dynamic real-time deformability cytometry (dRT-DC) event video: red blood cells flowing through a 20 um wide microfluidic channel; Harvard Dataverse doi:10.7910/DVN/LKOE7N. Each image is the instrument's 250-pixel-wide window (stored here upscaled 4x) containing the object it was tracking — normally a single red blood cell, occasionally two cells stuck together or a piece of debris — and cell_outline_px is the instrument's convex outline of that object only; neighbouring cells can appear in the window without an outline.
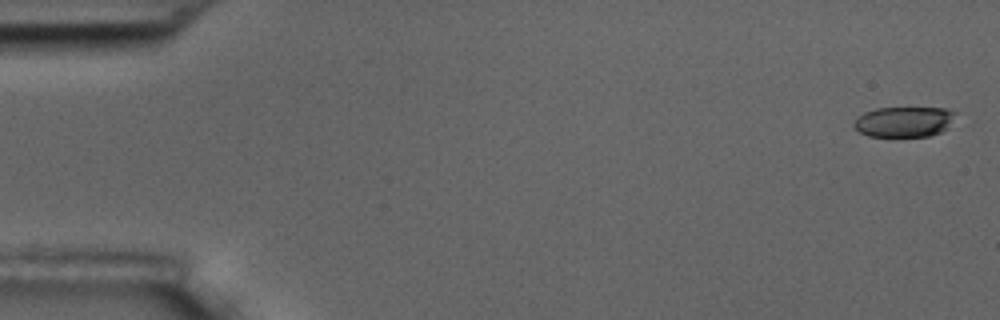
{"species": "common noctule bat (a hibernating species)", "species_latin": "Nyctalus noctula", "temperature_condition": "room temperature", "stored_images_in_passage": 6, "camera_frame_rate_fps": 3000, "um_per_image_px": 0.085, "animal": {"sex": "male", "body_mass_g": 17.5, "forearm_length_mm": 52.3}, "frame": {"image": 1, "passage_image": 1, "time_ms": 0.0, "image_size_px": [1000, 320], "cell_outline_px": [[956, 112], [944, 128], [940, 132], [928, 136], [868, 136], [860, 132], [852, 124], [864, 112], [876, 108], [948, 108]], "centroid_in_image_um": [76.8, 10.34], "position_along_channel_um": 8.2, "area_um2": 17.57}}
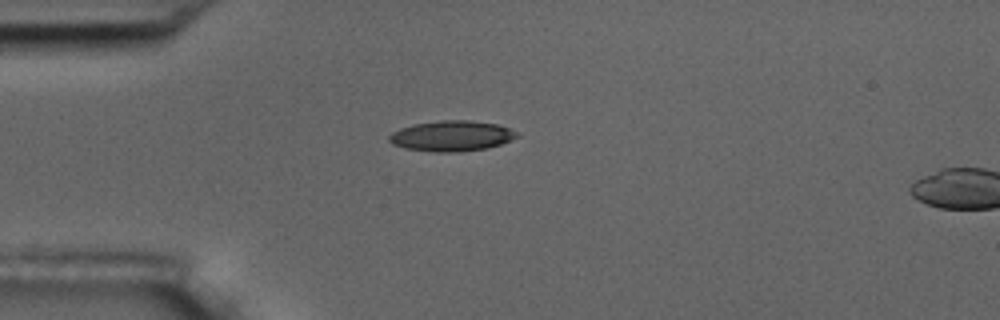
{"frame": {"image": 2, "passage_image": 5, "time_ms": 4.667, "image_size_px": [1000, 320], "cell_outline_px": [[520, 136], [500, 144], [488, 148], [460, 152], [432, 152], [404, 148], [392, 144], [388, 140], [388, 136], [392, 132], [400, 128], [412, 124], [440, 120], [468, 120], [496, 124], [520, 132]], "centroid_in_image_um": [38.37, 11.56], "position_along_channel_um": 46.6, "area_um2": 22.95}}